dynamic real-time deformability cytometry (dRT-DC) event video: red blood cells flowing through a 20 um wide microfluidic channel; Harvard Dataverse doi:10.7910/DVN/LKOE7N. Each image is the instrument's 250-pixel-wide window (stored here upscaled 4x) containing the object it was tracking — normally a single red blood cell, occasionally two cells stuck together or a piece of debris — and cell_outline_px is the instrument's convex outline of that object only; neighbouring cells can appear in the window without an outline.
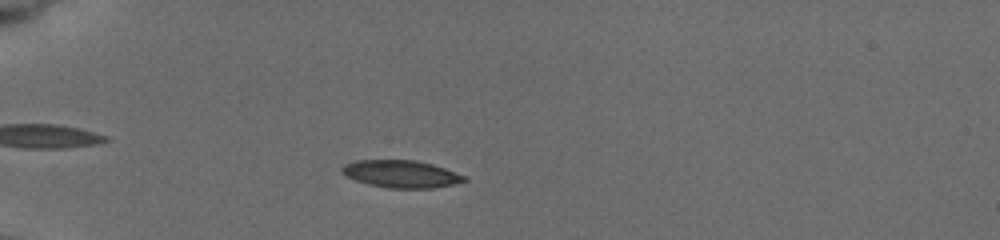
{"species": "common noctule bat (a hibernating species)", "species_latin": "Nyctalus noctula", "temperature_condition": "cold", "stored_images_in_passage": 25, "camera_frame_rate_fps": 3000, "um_per_image_px": 0.085, "animal": {"sex": "female", "body_mass_g": 19.5, "forearm_length_mm": 54.1}, "frame": {"image": 1, "passage_image": 10, "time_ms": 2.667, "image_size_px": [1000, 240], "cell_outline_px": [[468, 180], [436, 188], [388, 188], [368, 184], [356, 180], [340, 172], [340, 168], [344, 164], [356, 160], [416, 160], [432, 164], [468, 176]], "centroid_in_image_um": [34.11, 14.78], "position_along_channel_um": 50.9, "area_um2": 19.59}}
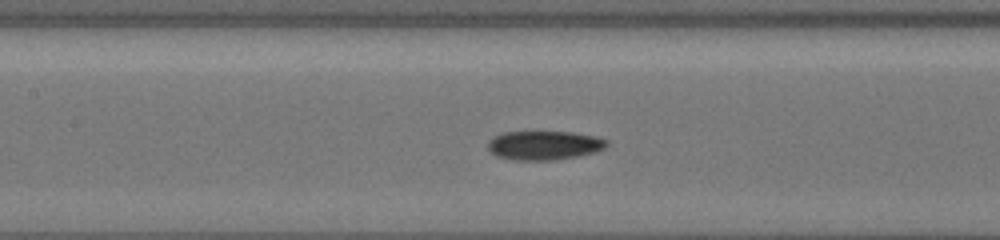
{"frame": {"image": 2, "passage_image": 19, "time_ms": 6.333, "image_size_px": [1000, 240], "cell_outline_px": [[608, 144], [604, 148], [596, 152], [556, 160], [512, 160], [496, 156], [488, 152], [488, 140], [504, 132], [572, 132], [592, 136], [608, 140]], "centroid_in_image_um": [46.22, 12.36], "position_along_channel_um": 161.2, "area_um2": 20.11}}
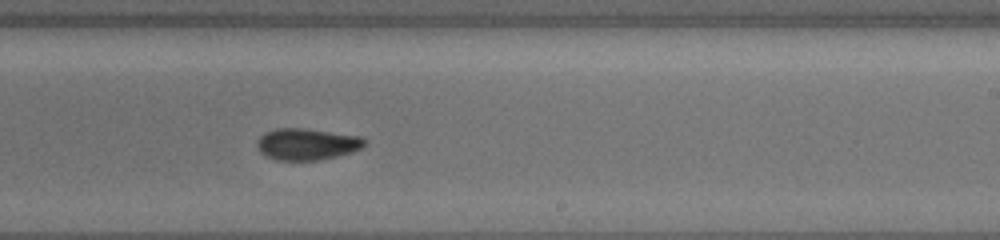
{"frame": {"image": 3, "passage_image": 25, "time_ms": 9.0, "image_size_px": [1000, 240], "cell_outline_px": [[368, 144], [352, 152], [320, 160], [276, 160], [260, 152], [256, 148], [256, 140], [264, 132], [276, 128], [304, 128], [360, 136], [368, 140]], "centroid_in_image_um": [26.08, 12.24], "position_along_channel_um": 262.9, "area_um2": 20.0}}